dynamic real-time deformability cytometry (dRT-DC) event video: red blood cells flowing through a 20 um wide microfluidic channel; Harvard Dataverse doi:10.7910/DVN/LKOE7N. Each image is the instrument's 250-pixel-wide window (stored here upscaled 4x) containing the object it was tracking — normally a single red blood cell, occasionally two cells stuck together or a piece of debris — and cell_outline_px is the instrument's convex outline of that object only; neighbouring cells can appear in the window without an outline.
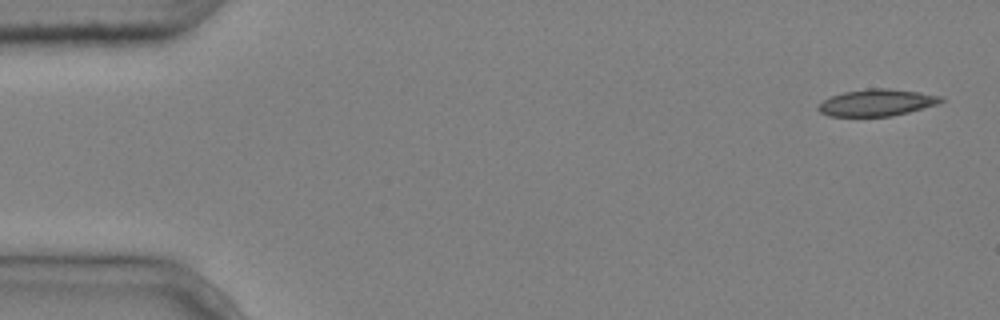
{"species": "common noctule bat (a hibernating species)", "species_latin": "Nyctalus noctula", "temperature_condition": "cold", "stored_images_in_passage": 8, "camera_frame_rate_fps": 3000, "um_per_image_px": 0.085, "animal": {"sex": "male", "body_mass_g": 20.4}, "frame": {"image": 1, "passage_image": 1, "time_ms": 0.0, "image_size_px": [1000, 320], "cell_outline_px": [[944, 100], [936, 104], [908, 112], [892, 116], [828, 116], [820, 112], [816, 108], [824, 100], [832, 96], [844, 92], [868, 88], [884, 88], [920, 92], [944, 96]], "centroid_in_image_um": [74.53, 8.72], "position_along_channel_um": 10.5, "area_um2": 19.02}}
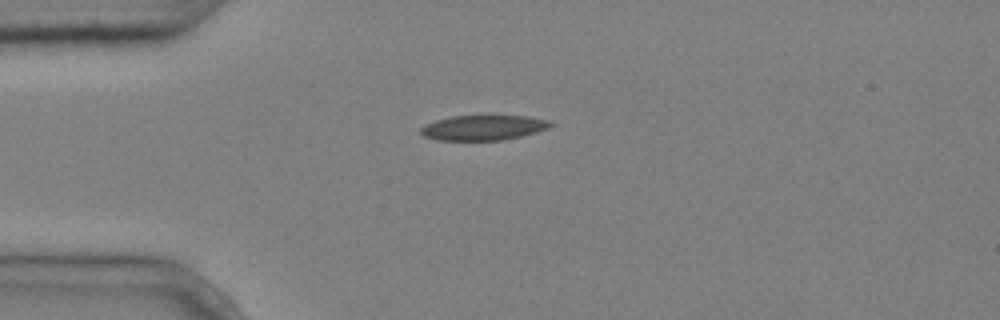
{"frame": {"image": 2, "passage_image": 4, "time_ms": 1.0, "image_size_px": [1000, 320], "cell_outline_px": [[556, 124], [548, 128], [536, 132], [504, 140], [436, 140], [424, 136], [420, 132], [420, 128], [424, 124], [436, 120], [452, 116], [528, 116], [548, 120]], "centroid_in_image_um": [41.08, 10.85], "position_along_channel_um": 43.9, "area_um2": 18.96}}